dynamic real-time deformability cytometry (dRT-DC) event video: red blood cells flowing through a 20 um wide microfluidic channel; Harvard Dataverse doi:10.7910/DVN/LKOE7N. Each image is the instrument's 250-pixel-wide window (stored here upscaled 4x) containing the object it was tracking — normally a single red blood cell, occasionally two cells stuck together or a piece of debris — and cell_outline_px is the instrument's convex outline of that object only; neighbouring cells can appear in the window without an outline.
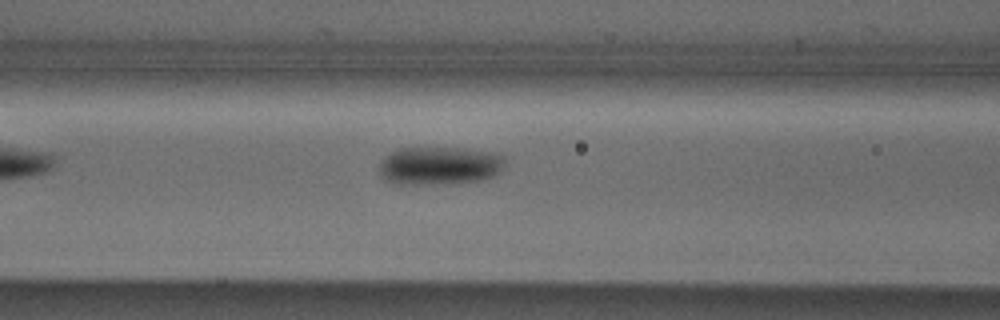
{"species": "Egyptian fruit bat (a non-hibernating species)", "species_latin": "Rousettus aegyptiacus", "temperature_condition": "cold", "stored_images_in_passage": 22, "camera_frame_rate_fps": 3000, "um_per_image_px": 0.085, "animal": {"sex": "male"}, "frame": {"image": 1, "passage_image": 6, "time_ms": 1.667, "image_size_px": [1000, 320], "cell_outline_px": [[504, 164], [500, 172], [484, 180], [432, 184], [396, 184], [384, 180], [380, 176], [380, 164], [384, 156], [400, 148], [460, 148], [496, 152], [504, 156]], "centroid_in_image_um": [37.36, 14.08], "position_along_channel_um": 129.2, "area_um2": 28.09}}
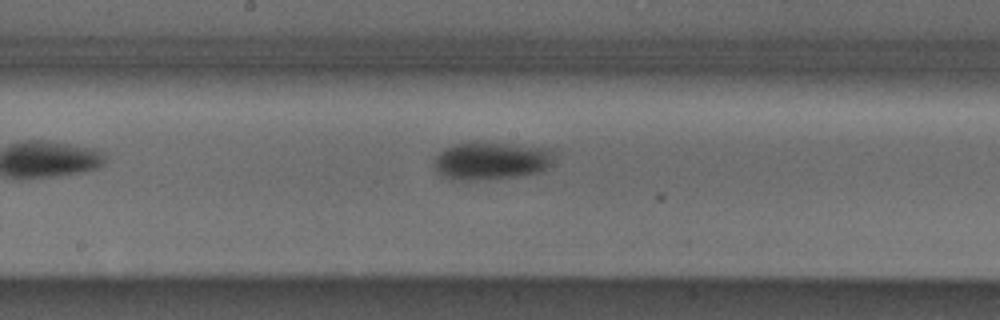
{"frame": {"image": 2, "passage_image": 12, "time_ms": 3.667, "image_size_px": [1000, 320], "cell_outline_px": [[556, 148], [548, 168], [544, 172], [520, 176], [484, 180], [448, 180], [436, 172], [432, 164], [432, 160], [444, 148], [452, 144], [472, 140], [476, 140]], "centroid_in_image_um": [41.73, 13.64], "position_along_channel_um": 206.5, "area_um2": 27.86}}
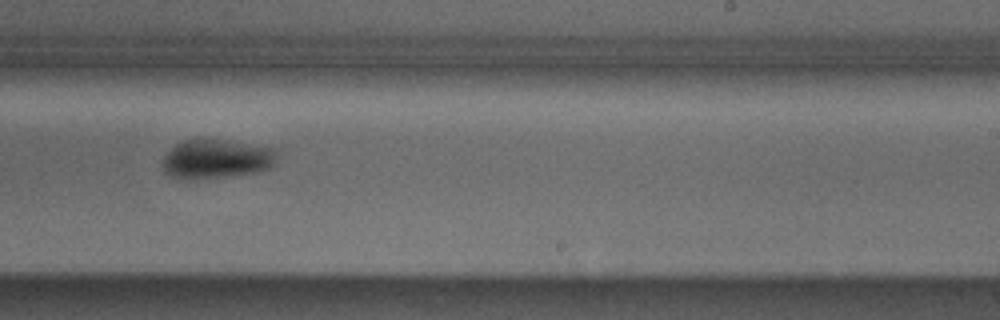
{"frame": {"image": 3, "passage_image": 17, "time_ms": 5.333, "image_size_px": [1000, 320], "cell_outline_px": [[276, 156], [272, 168], [260, 172], [224, 176], [184, 180], [168, 176], [164, 172], [164, 156], [176, 144], [184, 140], [224, 140], [272, 148], [276, 152]], "centroid_in_image_um": [18.38, 13.53], "position_along_channel_um": 270.6, "area_um2": 25.78}}